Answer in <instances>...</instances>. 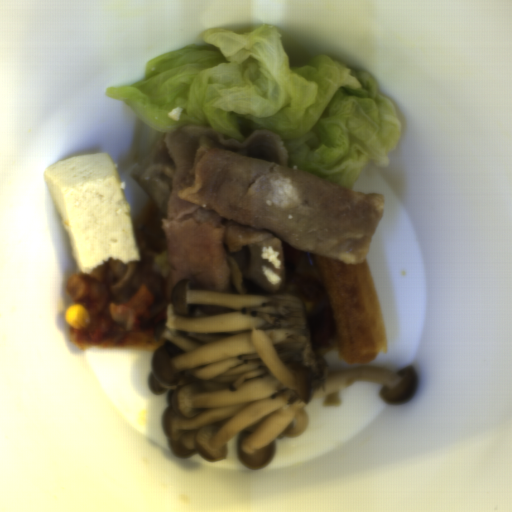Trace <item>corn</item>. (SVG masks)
Wrapping results in <instances>:
<instances>
[{
  "label": "corn",
  "instance_id": "obj_2",
  "mask_svg": "<svg viewBox=\"0 0 512 512\" xmlns=\"http://www.w3.org/2000/svg\"><path fill=\"white\" fill-rule=\"evenodd\" d=\"M153 269L155 272L160 273L163 279L171 274L167 248L156 257L153 263Z\"/></svg>",
  "mask_w": 512,
  "mask_h": 512
},
{
  "label": "corn",
  "instance_id": "obj_1",
  "mask_svg": "<svg viewBox=\"0 0 512 512\" xmlns=\"http://www.w3.org/2000/svg\"><path fill=\"white\" fill-rule=\"evenodd\" d=\"M64 318L65 322L76 330L84 328L90 322L89 312L78 303L68 305Z\"/></svg>",
  "mask_w": 512,
  "mask_h": 512
}]
</instances>
